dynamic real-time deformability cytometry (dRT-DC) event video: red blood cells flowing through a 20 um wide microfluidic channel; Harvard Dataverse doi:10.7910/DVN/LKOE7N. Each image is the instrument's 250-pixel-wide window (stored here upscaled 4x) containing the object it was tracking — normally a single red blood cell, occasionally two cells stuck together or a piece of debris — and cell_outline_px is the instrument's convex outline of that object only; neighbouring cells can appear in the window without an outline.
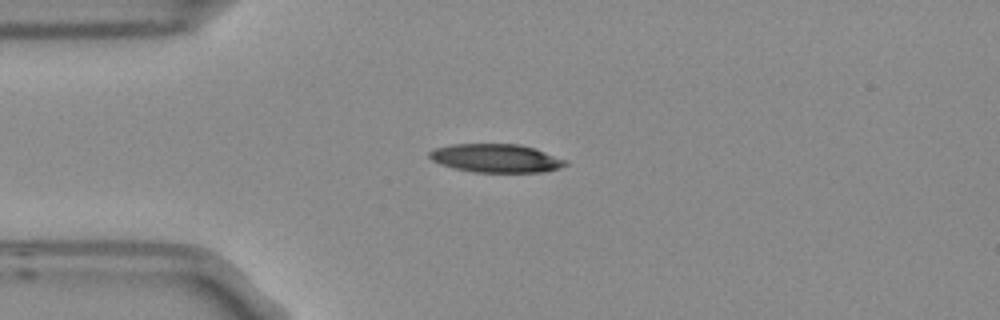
{"species": "Egyptian fruit bat (a non-hibernating species)", "species_latin": "Rousettus aegyptiacus", "temperature_condition": "room temperature", "stored_images_in_passage": 4, "camera_frame_rate_fps": 3000, "um_per_image_px": 0.085, "frame": {"image": 1, "passage_image": 1, "time_ms": 0.0, "image_size_px": [1000, 320], "cell_outline_px": [[568, 164], [560, 168], [544, 172], [472, 172], [452, 168], [440, 164], [432, 160], [428, 156], [428, 152], [436, 148], [452, 144], [520, 144], [568, 160]], "centroid_in_image_um": [42.15, 13.46], "position_along_channel_um": 42.8, "area_um2": 22.6}}
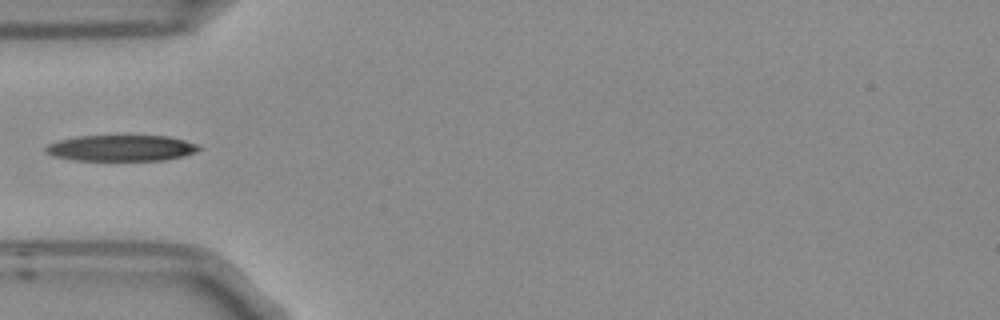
{"frame": {"image": 2, "passage_image": 2, "time_ms": 0.333, "image_size_px": [1000, 320], "cell_outline_px": [[200, 148], [196, 152], [164, 160], [72, 160], [52, 156], [44, 152], [44, 148], [48, 144], [60, 140], [76, 136], [168, 136], [200, 144]], "centroid_in_image_um": [10.27, 12.58], "position_along_channel_um": 74.7, "area_um2": 23.24}}